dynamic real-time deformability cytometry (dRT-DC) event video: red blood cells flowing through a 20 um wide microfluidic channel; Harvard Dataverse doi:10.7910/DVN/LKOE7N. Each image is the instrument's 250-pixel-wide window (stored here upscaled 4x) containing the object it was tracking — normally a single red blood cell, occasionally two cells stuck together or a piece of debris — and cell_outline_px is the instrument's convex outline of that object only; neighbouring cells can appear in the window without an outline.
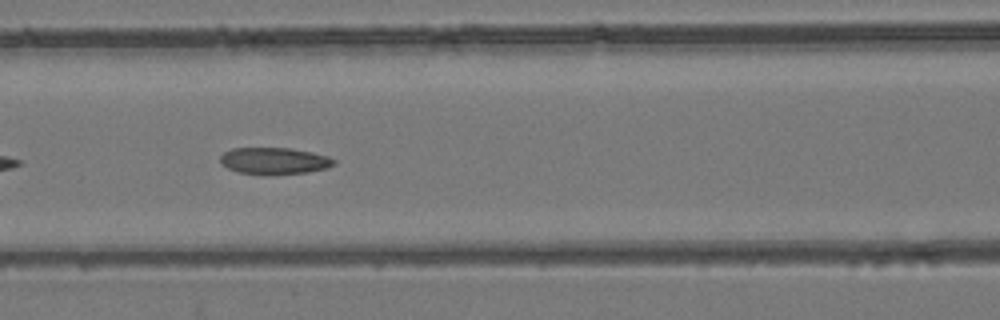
{"species": "common noctule bat (a hibernating species)", "species_latin": "Nyctalus noctula", "temperature_condition": "room temperature", "stored_images_in_passage": 18, "camera_frame_rate_fps": 3000, "um_per_image_px": 0.085, "animal": {"sex": "female", "body_mass_g": 24.6, "forearm_length_mm": 56.2}, "frame": {"image": 1, "passage_image": 8, "time_ms": 2.333, "image_size_px": [1000, 320], "cell_outline_px": [[336, 164], [328, 168], [308, 172], [272, 176], [240, 172], [228, 168], [220, 164], [220, 156], [224, 152], [232, 148], [292, 148], [312, 152], [328, 156], [336, 160]], "centroid_in_image_um": [23.34, 13.68], "position_along_channel_um": 143.3, "area_um2": 18.09}}
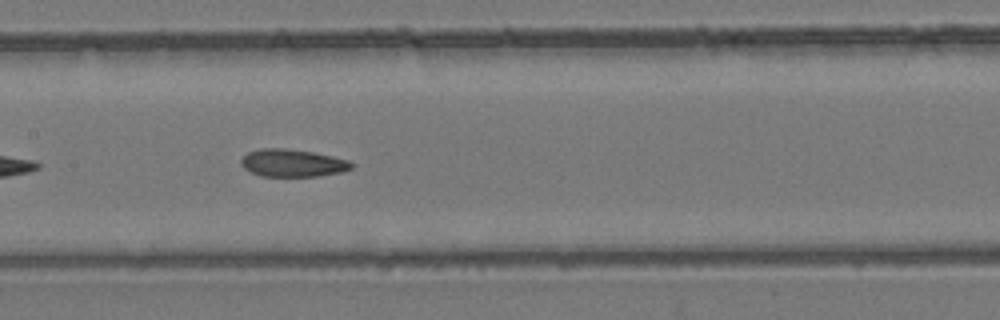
{"frame": {"image": 2, "passage_image": 11, "time_ms": 3.333, "image_size_px": [1000, 320], "cell_outline_px": [[356, 164], [352, 168], [340, 172], [316, 176], [260, 176], [244, 168], [240, 164], [240, 160], [248, 152], [260, 148], [284, 148], [312, 152], [332, 156], [348, 160]], "centroid_in_image_um": [24.86, 13.85], "position_along_channel_um": 182.5, "area_um2": 17.69}}